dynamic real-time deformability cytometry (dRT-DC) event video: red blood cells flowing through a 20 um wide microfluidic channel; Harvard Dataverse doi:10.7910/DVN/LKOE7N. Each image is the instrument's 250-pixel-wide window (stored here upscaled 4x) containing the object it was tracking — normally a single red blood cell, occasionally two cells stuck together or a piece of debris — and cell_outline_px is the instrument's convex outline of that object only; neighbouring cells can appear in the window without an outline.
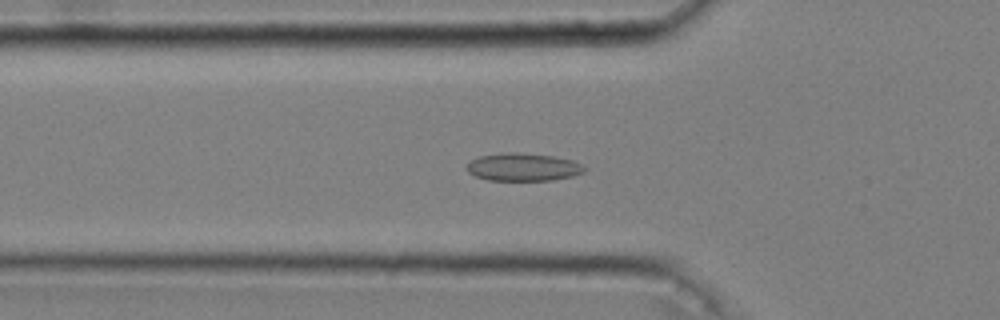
{"species": "common noctule bat (a hibernating species)", "species_latin": "Nyctalus noctula", "temperature_condition": "cold", "stored_images_in_passage": 52, "camera_frame_rate_fps": 3000, "um_per_image_px": 0.085, "animal": {"sex": "male", "body_mass_g": 20.4}, "frame": {"image": 1, "passage_image": 18, "time_ms": 5.667, "image_size_px": [1000, 320], "cell_outline_px": [[588, 168], [584, 172], [572, 176], [552, 180], [488, 180], [476, 176], [468, 172], [468, 164], [472, 160], [480, 156], [504, 152], [516, 152], [552, 156], [572, 160], [584, 164]], "centroid_in_image_um": [44.52, 14.2], "position_along_channel_um": 81.3, "area_um2": 19.02}}
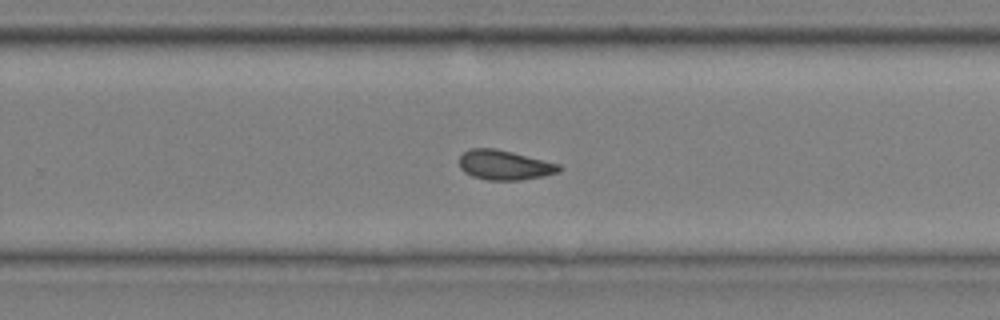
{"frame": {"image": 2, "passage_image": 35, "time_ms": 11.333, "image_size_px": [1000, 320], "cell_outline_px": [[560, 172], [544, 176], [520, 180], [488, 180], [472, 176], [464, 172], [460, 168], [460, 156], [464, 152], [472, 148], [496, 148], [560, 164]], "centroid_in_image_um": [42.88, 14.03], "position_along_channel_um": 286.9, "area_um2": 17.22}}
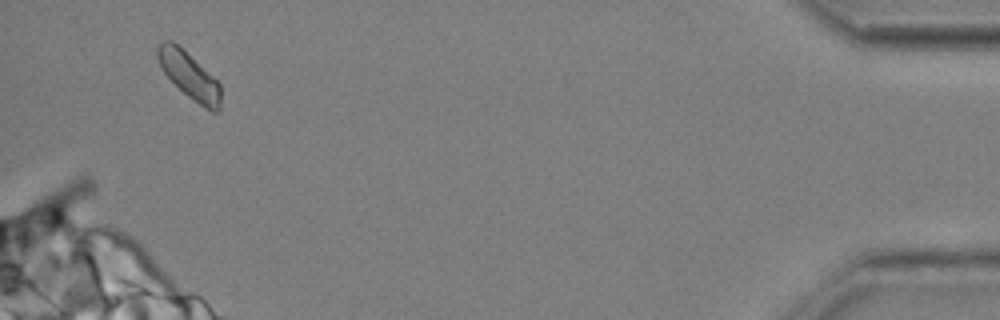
{"frame": {"image": 3, "passage_image": 51, "time_ms": 16.667, "image_size_px": [1000, 320], "cell_outline_px": [[220, 112], [212, 112], [204, 108], [188, 96], [164, 72], [156, 56], [156, 48], [164, 40], [172, 40], [212, 76], [220, 84]], "centroid_in_image_um": [16.09, 6.43], "position_along_channel_um": 419.1, "area_um2": 16.65}, "authors_computed_cell_mechanics": {"area_um2": 17.7446, "velocity_mm_per_s": 3.633, "shape_relaxation_time_tau1_ms": null, "shape_relaxation_time_tau2_ms": 3.336, "deformation_change_tau1": null, "deformation_change_tau2": 0.0691}}